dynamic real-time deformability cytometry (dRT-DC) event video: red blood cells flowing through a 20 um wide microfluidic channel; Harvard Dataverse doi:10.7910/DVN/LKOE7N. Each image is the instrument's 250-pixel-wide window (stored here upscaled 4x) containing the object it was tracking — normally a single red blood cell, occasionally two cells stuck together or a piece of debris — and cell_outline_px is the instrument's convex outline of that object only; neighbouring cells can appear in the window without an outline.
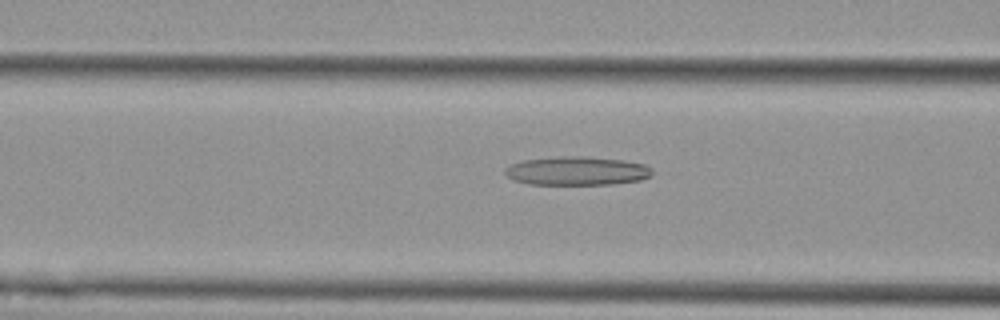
{"species": "Egyptian fruit bat (a non-hibernating species)", "species_latin": "Rousettus aegyptiacus", "temperature_condition": "cold", "stored_images_in_passage": 7, "camera_frame_rate_fps": 3000, "um_per_image_px": 0.085, "animal": {"sex": "female"}, "frame": {"image": 1, "passage_image": 5, "time_ms": 1.333, "image_size_px": [1000, 320], "cell_outline_px": [[652, 172], [648, 176], [640, 180], [612, 184], [528, 184], [512, 180], [504, 172], [504, 168], [512, 164], [524, 160], [556, 156], [584, 156], [624, 160], [644, 164], [652, 168]], "centroid_in_image_um": [49.01, 14.52], "position_along_channel_um": 117.6, "area_um2": 24.62}}